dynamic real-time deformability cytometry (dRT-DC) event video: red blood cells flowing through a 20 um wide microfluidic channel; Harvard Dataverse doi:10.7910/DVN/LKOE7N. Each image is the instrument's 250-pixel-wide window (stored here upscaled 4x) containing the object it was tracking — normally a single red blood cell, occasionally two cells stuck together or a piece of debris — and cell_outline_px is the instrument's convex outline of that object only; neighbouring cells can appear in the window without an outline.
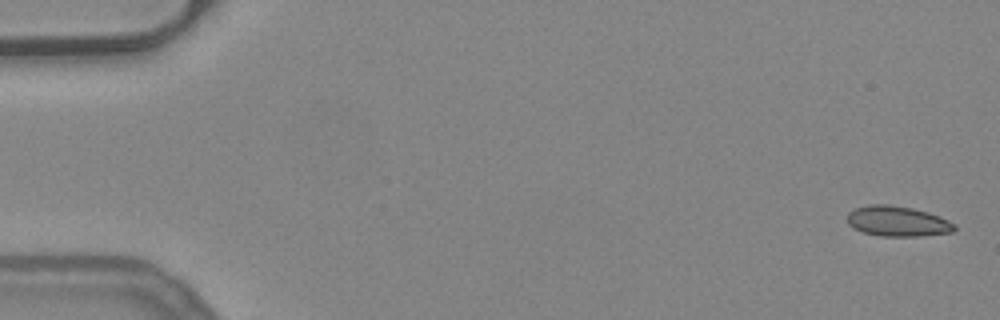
{"species": "common noctule bat (a hibernating species)", "species_latin": "Nyctalus noctula", "temperature_condition": "warm", "stored_images_in_passage": 52, "camera_frame_rate_fps": 3000, "um_per_image_px": 0.085, "animal": {"sex": "female", "body_mass_g": 24.6, "forearm_length_mm": 56.2}, "frame": {"image": 1, "passage_image": 1, "time_ms": 0.0, "image_size_px": [1000, 320], "cell_outline_px": [[956, 228], [952, 232], [924, 236], [880, 236], [864, 232], [852, 228], [848, 224], [848, 212], [856, 208], [868, 204], [888, 204], [912, 208], [928, 212], [940, 216], [956, 224]], "centroid_in_image_um": [76.3, 18.81], "position_along_channel_um": 8.7, "area_um2": 19.07}}
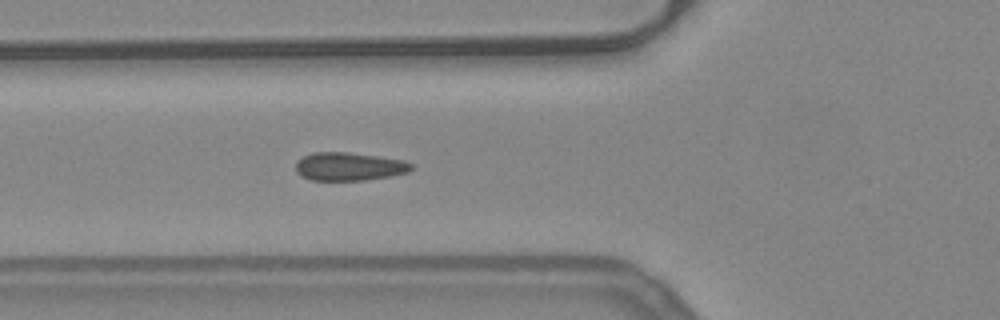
{"frame": {"image": 2, "passage_image": 19, "time_ms": 6.0, "image_size_px": [1000, 320], "cell_outline_px": [[412, 168], [408, 172], [392, 176], [364, 180], [312, 180], [300, 176], [296, 172], [296, 160], [312, 152], [348, 152], [404, 160], [412, 164]], "centroid_in_image_um": [29.65, 14.15], "position_along_channel_um": 96.2, "area_um2": 19.07}}
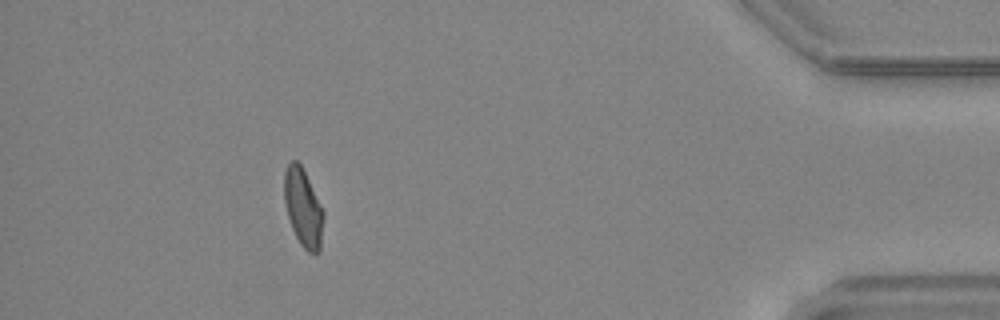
{"frame": {"image": 3, "passage_image": 47, "time_ms": 15.333, "image_size_px": [1000, 320], "cell_outline_px": [[324, 216], [320, 252], [316, 256], [308, 252], [300, 244], [292, 228], [288, 216], [284, 200], [284, 172], [288, 164], [292, 160], [296, 160], [300, 164], [324, 212]], "centroid_in_image_um": [25.77, 17.71], "position_along_channel_um": 409.4, "area_um2": 17.74}}